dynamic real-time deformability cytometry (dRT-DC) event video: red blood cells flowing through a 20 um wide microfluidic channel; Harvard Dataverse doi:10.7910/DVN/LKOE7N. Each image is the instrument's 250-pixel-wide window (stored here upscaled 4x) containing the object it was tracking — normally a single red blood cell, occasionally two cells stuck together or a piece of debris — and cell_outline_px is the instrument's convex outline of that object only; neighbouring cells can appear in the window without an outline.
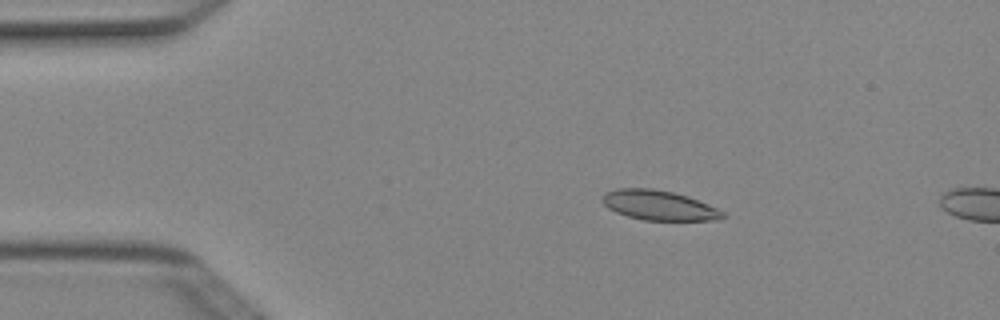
{"species": "Egyptian fruit bat (a non-hibernating species)", "species_latin": "Rousettus aegyptiacus", "temperature_condition": "cold", "stored_images_in_passage": 4, "camera_frame_rate_fps": 3000, "um_per_image_px": 0.085, "animal": {"sex": "female"}, "frame": {"image": 1, "passage_image": 3, "time_ms": 0.667, "image_size_px": [1000, 320], "cell_outline_px": [[728, 216], [720, 220], [644, 220], [628, 216], [616, 212], [608, 208], [604, 204], [604, 192], [616, 188], [652, 188], [672, 192], [688, 196], [708, 204], [724, 212]], "centroid_in_image_um": [56.04, 17.45], "position_along_channel_um": 29.0, "area_um2": 20.87}}